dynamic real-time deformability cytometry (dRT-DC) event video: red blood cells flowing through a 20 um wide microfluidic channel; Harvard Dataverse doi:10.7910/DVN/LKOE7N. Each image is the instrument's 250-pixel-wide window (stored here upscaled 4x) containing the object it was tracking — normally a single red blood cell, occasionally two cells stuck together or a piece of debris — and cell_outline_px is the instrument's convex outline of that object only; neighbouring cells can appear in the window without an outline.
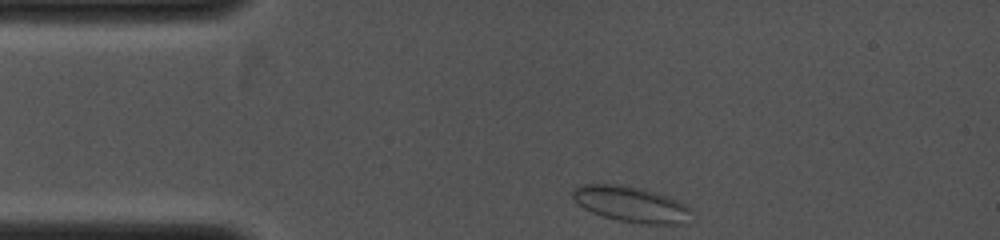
{"species": "common noctule bat (a hibernating species)", "species_latin": "Nyctalus noctula", "temperature_condition": "cold", "stored_images_in_passage": 10, "camera_frame_rate_fps": 4000, "um_per_image_px": 0.085, "animal": {"sex": "female", "body_mass_g": 19.0, "forearm_length_mm": 53.3}, "frame": {"image": 1, "passage_image": 1, "time_ms": 0.0, "image_size_px": [1000, 240], "cell_outline_px": [[688, 224], [640, 224], [616, 220], [592, 212], [584, 208], [572, 196], [572, 192], [580, 184], [620, 184], [640, 188], [656, 192], [668, 196], [684, 204], [688, 208]], "centroid_in_image_um": [53.63, 17.36], "position_along_channel_um": 31.4, "area_um2": 24.51}}
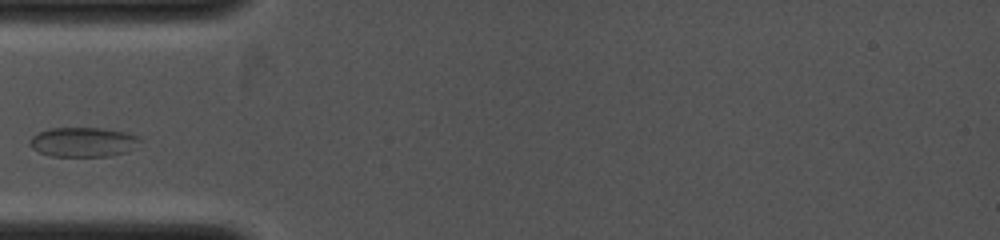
{"frame": {"image": 2, "passage_image": 6, "time_ms": 1.75, "image_size_px": [1000, 240], "cell_outline_px": [[144, 140], [136, 148], [128, 152], [108, 156], [52, 156], [40, 152], [32, 148], [28, 144], [28, 140], [32, 136], [48, 128], [100, 128], [124, 132], [140, 136]], "centroid_in_image_um": [7.12, 12.07], "position_along_channel_um": 77.9, "area_um2": 19.25}}
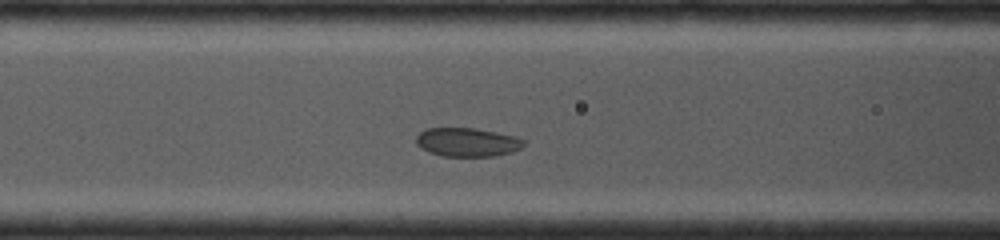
{"frame": {"image": 3, "passage_image": 9, "time_ms": 2.75, "image_size_px": [1000, 240], "cell_outline_px": [[524, 144], [520, 148], [512, 152], [492, 156], [444, 156], [428, 152], [420, 148], [416, 144], [416, 136], [424, 128], [476, 128], [516, 136], [524, 140]], "centroid_in_image_um": [39.68, 12.08], "position_along_channel_um": 126.9, "area_um2": 18.09}}